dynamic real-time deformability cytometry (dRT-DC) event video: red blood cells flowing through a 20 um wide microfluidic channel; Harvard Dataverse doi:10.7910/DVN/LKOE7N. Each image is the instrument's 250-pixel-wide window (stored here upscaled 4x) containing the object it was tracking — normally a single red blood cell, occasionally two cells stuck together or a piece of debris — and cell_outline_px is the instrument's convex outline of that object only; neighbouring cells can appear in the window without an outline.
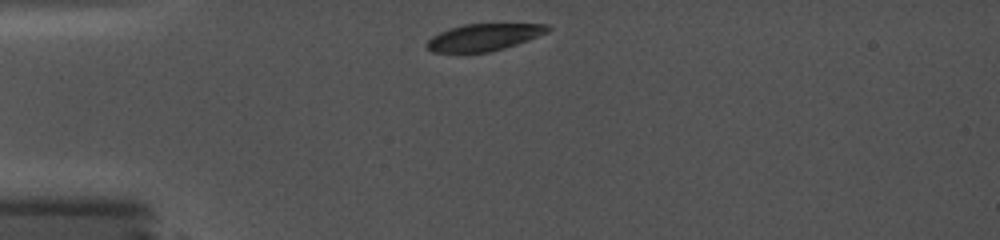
{"species": "common noctule bat (a hibernating species)", "species_latin": "Nyctalus noctula", "temperature_condition": "cold", "stored_images_in_passage": 26, "camera_frame_rate_fps": 5000, "um_per_image_px": 0.085, "animal": {"sex": "female", "body_mass_g": 19.0, "forearm_length_mm": 56.7}, "frame": {"image": 1, "passage_image": 1, "time_ms": 0.0, "image_size_px": [1000, 240], "cell_outline_px": [[552, 28], [548, 32], [528, 40], [492, 52], [432, 52], [424, 44], [432, 36], [448, 28], [464, 24], [548, 24]], "centroid_in_image_um": [41.12, 3.16], "position_along_channel_um": 43.9, "area_um2": 19.02}}
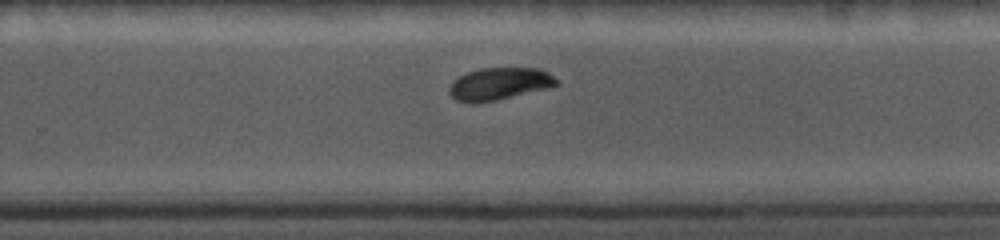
{"frame": {"image": 2, "passage_image": 15, "time_ms": 7.2, "image_size_px": [1000, 240], "cell_outline_px": [[560, 84], [548, 88], [496, 100], [472, 104], [456, 100], [448, 92], [448, 88], [452, 80], [468, 72], [480, 68], [540, 68], [548, 72], [560, 80]], "centroid_in_image_um": [42.45, 7.12], "position_along_channel_um": 287.3, "area_um2": 20.4}}
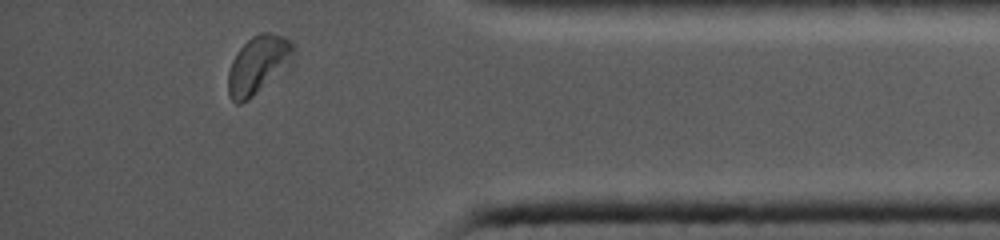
{"frame": {"image": 3, "passage_image": 25, "time_ms": 10.8, "image_size_px": [1000, 240], "cell_outline_px": [[296, 52], [288, 68], [248, 100], [240, 104], [236, 104], [228, 96], [228, 72], [232, 60], [236, 52], [252, 36], [260, 32], [272, 32], [284, 36], [292, 44]], "centroid_in_image_um": [21.95, 5.51], "position_along_channel_um": 413.2, "area_um2": 22.43}}